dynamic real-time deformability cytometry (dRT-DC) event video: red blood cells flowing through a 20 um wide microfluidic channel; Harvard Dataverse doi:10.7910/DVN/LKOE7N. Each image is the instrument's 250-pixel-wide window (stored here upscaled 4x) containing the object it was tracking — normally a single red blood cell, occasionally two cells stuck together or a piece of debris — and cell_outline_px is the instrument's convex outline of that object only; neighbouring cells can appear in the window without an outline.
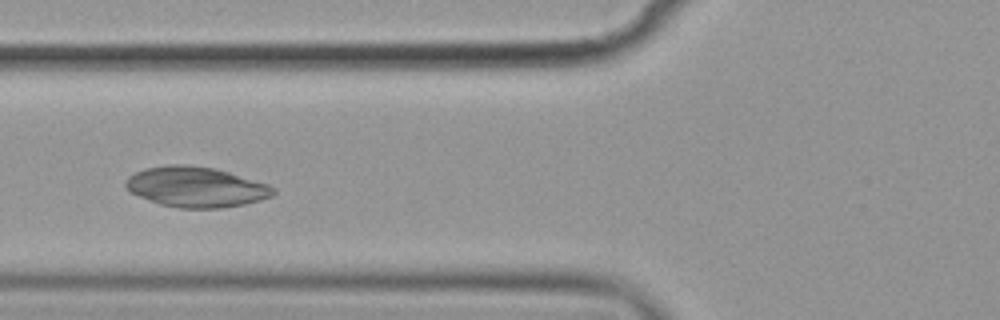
{"species": "common noctule bat (a hibernating species)", "species_latin": "Nyctalus noctula", "temperature_condition": "cold", "stored_images_in_passage": 7, "camera_frame_rate_fps": 3000, "um_per_image_px": 0.085, "animal": {"sex": "female", "body_mass_g": 19.9}, "frame": {"image": 1, "passage_image": 2, "time_ms": 1.333, "image_size_px": [1000, 320], "cell_outline_px": [[276, 192], [272, 196], [260, 200], [244, 204], [220, 208], [180, 208], [160, 204], [128, 192], [124, 188], [124, 184], [128, 176], [144, 168], [164, 164], [188, 164], [216, 168], [268, 184], [276, 188]], "centroid_in_image_um": [16.63, 15.88], "position_along_channel_um": 109.2, "area_um2": 35.03}}
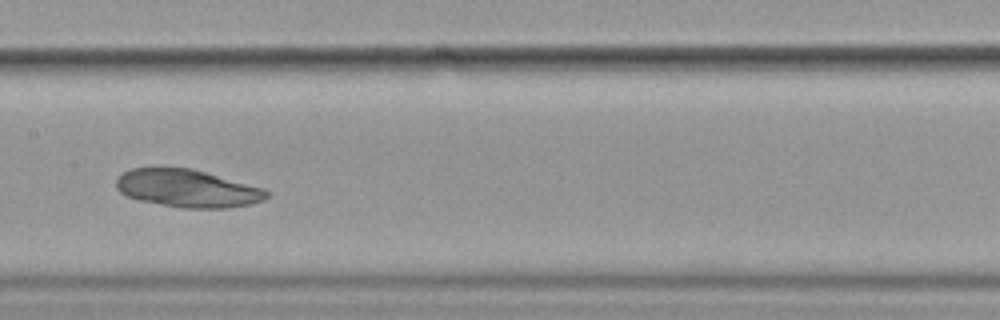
{"frame": {"image": 2, "passage_image": 4, "time_ms": 3.667, "image_size_px": [1000, 320], "cell_outline_px": [[268, 196], [264, 200], [248, 204], [228, 208], [184, 208], [160, 204], [140, 200], [128, 196], [120, 192], [116, 188], [116, 180], [124, 172], [132, 168], [192, 168], [264, 188], [268, 192]], "centroid_in_image_um": [15.94, 16.01], "position_along_channel_um": 191.5, "area_um2": 32.83}}
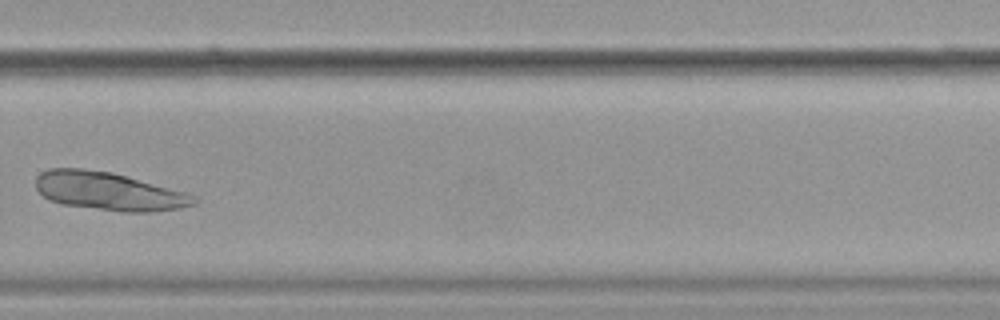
{"frame": {"image": 3, "passage_image": 7, "time_ms": 7.333, "image_size_px": [1000, 320], "cell_outline_px": [[200, 200], [196, 204], [180, 208], [152, 212], [124, 212], [64, 204], [48, 200], [36, 188], [36, 176], [40, 172], [48, 168], [84, 168], [112, 172], [184, 192], [196, 196]], "centroid_in_image_um": [9.24, 16.25], "position_along_channel_um": 320.6, "area_um2": 35.2}}